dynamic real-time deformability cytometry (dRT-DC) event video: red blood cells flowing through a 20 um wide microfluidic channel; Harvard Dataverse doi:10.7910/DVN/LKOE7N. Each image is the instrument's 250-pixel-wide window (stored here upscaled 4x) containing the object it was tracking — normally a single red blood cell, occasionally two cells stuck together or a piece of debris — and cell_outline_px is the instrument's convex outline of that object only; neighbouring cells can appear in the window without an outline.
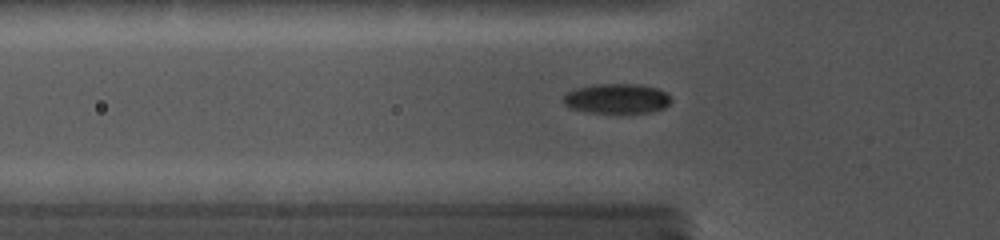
{"species": "common noctule bat (a hibernating species)", "species_latin": "Nyctalus noctula", "temperature_condition": "cold", "stored_images_in_passage": 43, "camera_frame_rate_fps": 5000, "um_per_image_px": 0.085, "animal": {"sex": "female", "body_mass_g": 19.0, "forearm_length_mm": 56.7}, "frame": {"image": 1, "passage_image": 15, "time_ms": 5.6, "image_size_px": [1000, 240], "cell_outline_px": [[672, 100], [664, 108], [652, 112], [588, 112], [572, 108], [564, 104], [564, 96], [568, 92], [580, 88], [596, 84], [640, 84], [656, 88], [664, 92]], "centroid_in_image_um": [52.46, 8.38], "position_along_channel_um": 73.3, "area_um2": 18.32}}
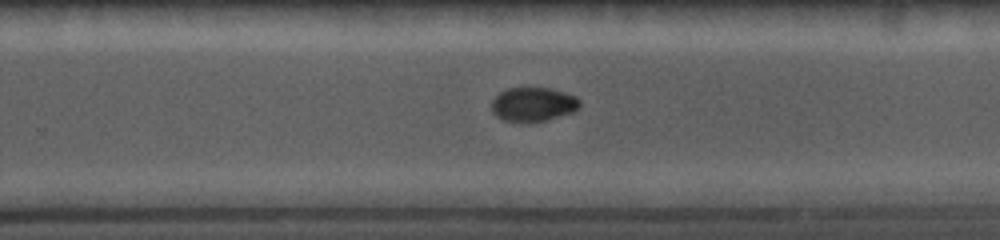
{"frame": {"image": 2, "passage_image": 28, "time_ms": 11.0, "image_size_px": [1000, 240], "cell_outline_px": [[580, 104], [572, 112], [548, 120], [528, 124], [524, 124], [500, 120], [492, 112], [492, 100], [500, 92], [508, 88], [548, 88], [564, 92], [576, 96], [580, 100]], "centroid_in_image_um": [45.28, 8.91], "position_along_channel_um": 284.5, "area_um2": 17.86}}
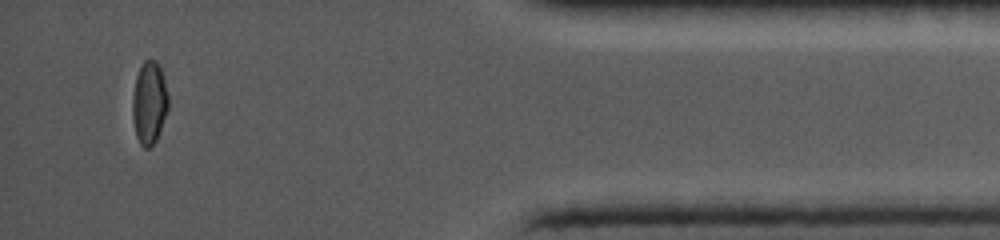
{"frame": {"image": 3, "passage_image": 41, "time_ms": 15.4, "image_size_px": [1000, 240], "cell_outline_px": [[168, 108], [156, 140], [148, 148], [144, 148], [140, 144], [136, 136], [132, 116], [132, 100], [136, 76], [144, 60], [156, 60], [160, 68], [164, 80], [168, 96]], "centroid_in_image_um": [12.67, 8.74], "position_along_channel_um": 422.5, "area_um2": 17.05}}